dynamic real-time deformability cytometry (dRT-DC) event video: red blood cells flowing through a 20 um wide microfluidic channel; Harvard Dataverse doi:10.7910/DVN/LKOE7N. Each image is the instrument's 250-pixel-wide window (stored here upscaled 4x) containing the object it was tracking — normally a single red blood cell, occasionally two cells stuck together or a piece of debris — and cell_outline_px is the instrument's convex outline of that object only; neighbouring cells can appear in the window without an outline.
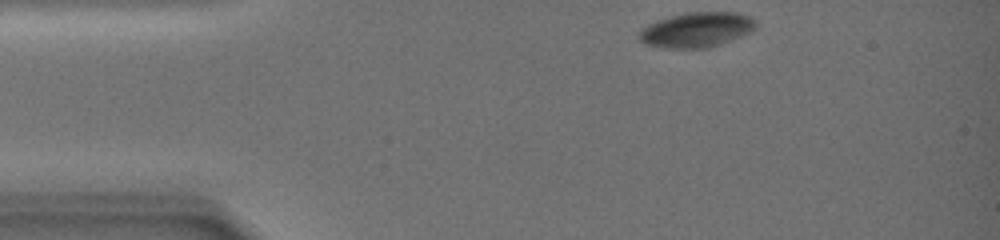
{"species": "common noctule bat (a hibernating species)", "species_latin": "Nyctalus noctula", "temperature_condition": "warm", "stored_images_in_passage": 42, "camera_frame_rate_fps": 3000, "um_per_image_px": 0.085, "animal": {"sex": "female", "body_mass_g": 19.0, "forearm_length_mm": 51.5}, "frame": {"image": 1, "passage_image": 1, "time_ms": 0.0, "image_size_px": [1000, 240], "cell_outline_px": [[756, 28], [740, 36], [720, 44], [708, 48], [664, 48], [644, 44], [640, 40], [640, 32], [648, 24], [656, 20], [668, 16], [684, 12], [740, 12], [752, 16], [756, 20]], "centroid_in_image_um": [59.23, 2.51], "position_along_channel_um": 25.8, "area_um2": 23.93}}
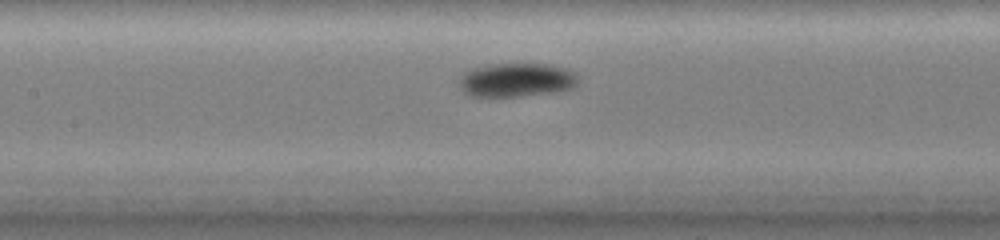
{"frame": {"image": 2, "passage_image": 18, "time_ms": 6.667, "image_size_px": [1000, 240], "cell_outline_px": [[576, 84], [572, 88], [556, 92], [520, 96], [468, 96], [464, 92], [460, 84], [460, 76], [464, 72], [472, 68], [496, 64], [548, 64], [568, 68], [576, 72]], "centroid_in_image_um": [43.92, 6.79], "position_along_channel_um": 163.5, "area_um2": 23.41}}
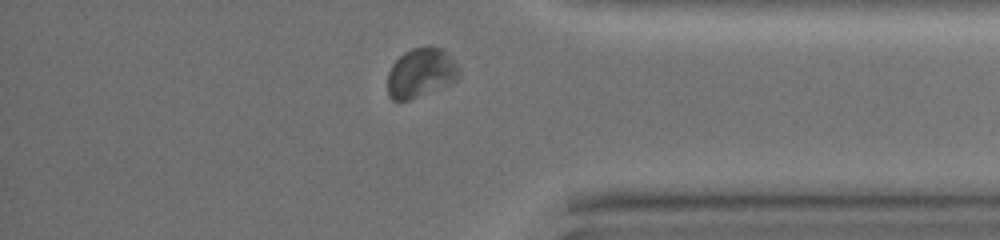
{"frame": {"image": 3, "passage_image": 38, "time_ms": 14.667, "image_size_px": [1000, 240], "cell_outline_px": [[460, 76], [452, 84], [408, 100], [392, 100], [388, 96], [388, 72], [392, 64], [404, 52], [412, 48], [432, 44], [444, 48], [448, 52], [460, 68]], "centroid_in_image_um": [35.82, 6.15], "position_along_channel_um": 399.4, "area_um2": 21.1}, "authors_computed_cell_mechanics": {"area_um2": 23.4668, "velocity_mm_per_s": 3.0015, "shape_relaxation_time_tau1_ms": 2.8115, "shape_relaxation_time_tau2_ms": null, "deformation_change_tau1": 0.0633, "deformation_change_tau2": null}}